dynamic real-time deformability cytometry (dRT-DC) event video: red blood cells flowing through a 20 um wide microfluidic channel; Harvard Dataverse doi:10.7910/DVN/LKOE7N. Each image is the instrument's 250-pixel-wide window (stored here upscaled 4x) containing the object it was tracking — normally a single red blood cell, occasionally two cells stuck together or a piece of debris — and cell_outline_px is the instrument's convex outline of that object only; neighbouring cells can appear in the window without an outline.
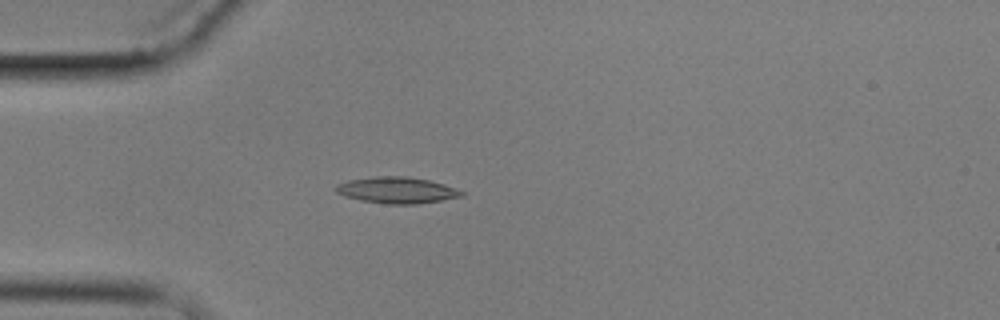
{"species": "common noctule bat (a hibernating species)", "species_latin": "Nyctalus noctula", "temperature_condition": "cold", "stored_images_in_passage": 4, "camera_frame_rate_fps": 3000, "um_per_image_px": 0.085, "animal": {"sex": "male", "body_mass_g": 17.9}, "frame": {"image": 1, "passage_image": 4, "time_ms": 3.667, "image_size_px": [1000, 320], "cell_outline_px": [[464, 196], [416, 204], [388, 204], [360, 200], [344, 196], [336, 192], [332, 188], [336, 184], [348, 180], [376, 176], [408, 176], [428, 180], [444, 184], [456, 188], [464, 192]], "centroid_in_image_um": [33.7, 16.16], "position_along_channel_um": 51.3, "area_um2": 19.36}}